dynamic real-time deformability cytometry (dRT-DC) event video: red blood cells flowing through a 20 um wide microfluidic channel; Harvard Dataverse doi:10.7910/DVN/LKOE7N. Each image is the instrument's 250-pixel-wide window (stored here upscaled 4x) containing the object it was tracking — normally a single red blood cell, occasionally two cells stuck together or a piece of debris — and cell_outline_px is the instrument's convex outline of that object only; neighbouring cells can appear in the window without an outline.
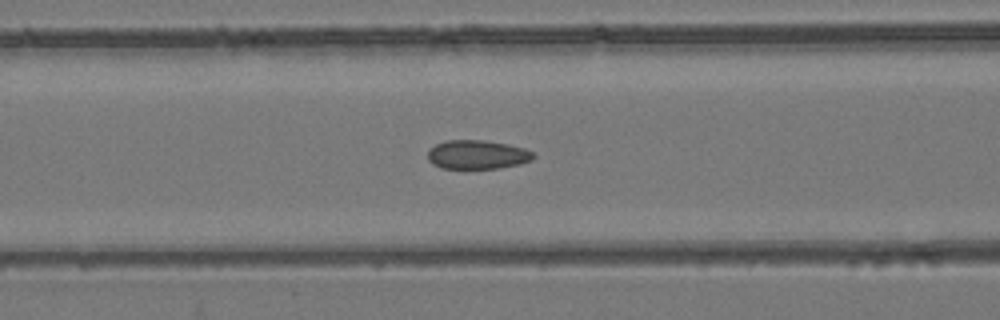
{"species": "common noctule bat (a hibernating species)", "species_latin": "Nyctalus noctula", "temperature_condition": "room temperature", "stored_images_in_passage": 55, "camera_frame_rate_fps": 3000, "um_per_image_px": 0.085, "animal": {"sex": "female", "body_mass_g": 24.6, "forearm_length_mm": 56.2}, "frame": {"image": 1, "passage_image": 23, "time_ms": 7.333, "image_size_px": [1000, 320], "cell_outline_px": [[536, 156], [532, 160], [520, 164], [500, 168], [440, 168], [432, 164], [428, 160], [428, 152], [436, 144], [448, 140], [484, 140], [508, 144], [524, 148], [532, 152]], "centroid_in_image_um": [40.59, 13.14], "position_along_channel_um": 126.0, "area_um2": 17.8}}
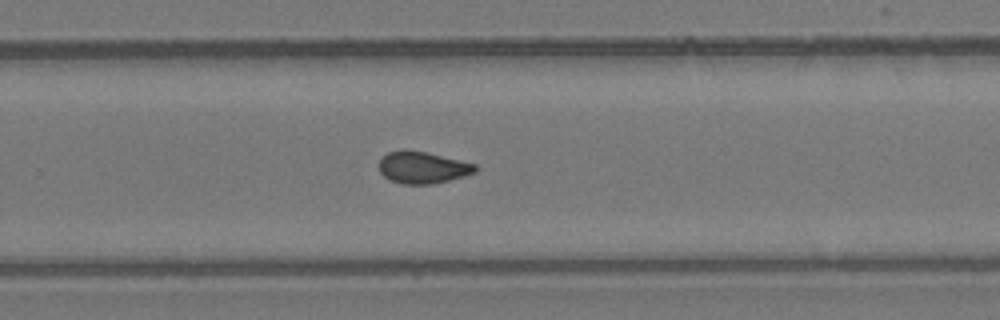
{"frame": {"image": 2, "passage_image": 36, "time_ms": 11.667, "image_size_px": [1000, 320], "cell_outline_px": [[480, 168], [476, 172], [464, 176], [432, 184], [404, 184], [388, 180], [380, 172], [380, 160], [388, 152], [404, 148], [424, 152], [476, 164]], "centroid_in_image_um": [35.92, 14.23], "position_along_channel_um": 293.9, "area_um2": 17.86}}
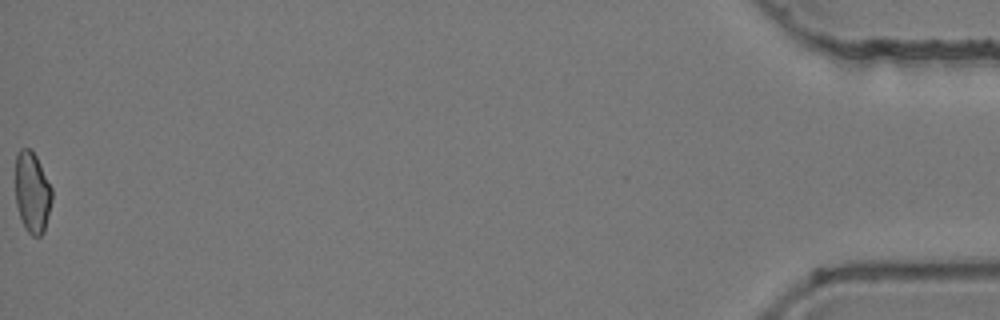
{"frame": {"image": 3, "passage_image": 55, "time_ms": 18.0, "image_size_px": [1000, 320], "cell_outline_px": [[52, 200], [44, 232], [40, 236], [32, 236], [24, 228], [16, 204], [16, 152], [20, 148], [32, 148], [52, 188]], "centroid_in_image_um": [2.74, 16.34], "position_along_channel_um": 432.5, "area_um2": 17.34}, "authors_computed_cell_mechanics": {"area_um2": 18.1492, "velocity_mm_per_s": 3.8862, "shape_relaxation_time_tau1_ms": null, "shape_relaxation_time_tau2_ms": 1.8161, "deformation_change_tau1": null, "deformation_change_tau2": 0.0776}}